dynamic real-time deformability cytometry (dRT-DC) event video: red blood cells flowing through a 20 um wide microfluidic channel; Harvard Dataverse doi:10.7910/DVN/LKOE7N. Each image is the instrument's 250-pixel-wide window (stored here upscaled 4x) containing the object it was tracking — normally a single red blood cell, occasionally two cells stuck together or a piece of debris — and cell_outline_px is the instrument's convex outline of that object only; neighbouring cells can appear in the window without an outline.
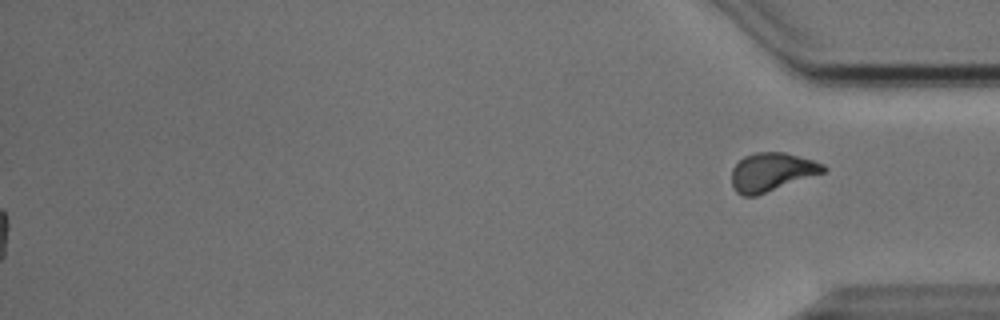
{"species": "Egyptian fruit bat (a non-hibernating species)", "species_latin": "Rousettus aegyptiacus", "temperature_condition": "cold", "stored_images_in_passage": 49, "segment_of_instrument_passage": [2, 2], "camera_frame_rate_fps": 3000, "um_per_image_px": 0.085, "animal": {"sex": "male"}, "frame": {"image": 1, "passage_image": 49, "time_ms": 16.0, "image_size_px": [1000, 320], "cell_outline_px": [[828, 168], [824, 172], [756, 196], [744, 196], [736, 192], [732, 184], [732, 168], [744, 156], [756, 152], [784, 152], [812, 160], [824, 164]], "centroid_in_image_um": [65.58, 14.62], "position_along_channel_um": 369.6, "area_um2": 20.4}}